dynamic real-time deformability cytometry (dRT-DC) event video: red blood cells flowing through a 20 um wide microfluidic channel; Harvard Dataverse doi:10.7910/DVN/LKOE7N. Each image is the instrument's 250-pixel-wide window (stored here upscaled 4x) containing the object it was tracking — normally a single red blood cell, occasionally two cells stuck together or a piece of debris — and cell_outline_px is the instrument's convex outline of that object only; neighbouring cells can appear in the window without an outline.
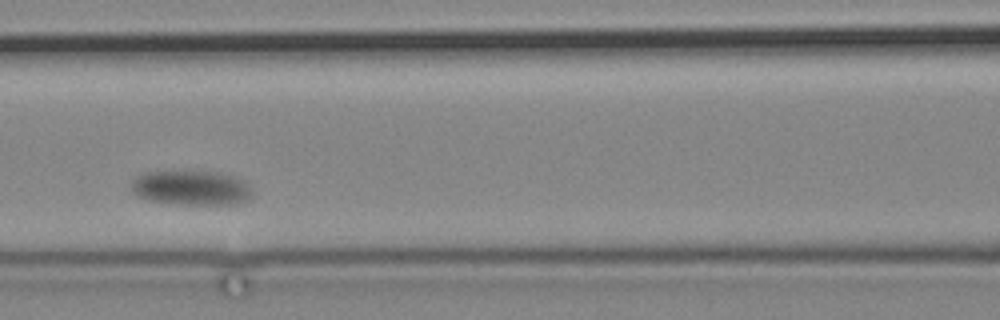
{"species": "common noctule bat (a hibernating species)", "species_latin": "Nyctalus noctula", "temperature_condition": "cold", "stored_images_in_passage": 9, "camera_frame_rate_fps": 3000, "um_per_image_px": 0.085, "animal": {"sex": "male", "body_mass_g": 19.2, "forearm_length_mm": 51.8}, "frame": {"image": 1, "passage_image": 8, "time_ms": 8.333, "image_size_px": [1000, 320], "cell_outline_px": [[248, 200], [236, 204], [180, 204], [148, 200], [132, 192], [132, 180], [136, 176], [148, 172], [220, 172], [244, 180], [248, 184]], "centroid_in_image_um": [16.23, 15.97], "position_along_channel_um": 150.4, "area_um2": 23.93}}